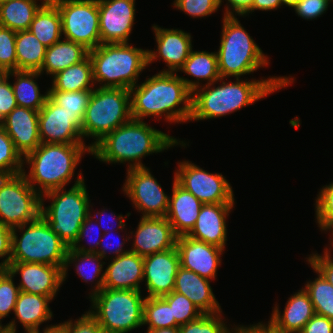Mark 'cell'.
Wrapping results in <instances>:
<instances>
[{"instance_id":"cell-1","label":"cell","mask_w":333,"mask_h":333,"mask_svg":"<svg viewBox=\"0 0 333 333\" xmlns=\"http://www.w3.org/2000/svg\"><path fill=\"white\" fill-rule=\"evenodd\" d=\"M290 77L246 81L236 78V82L222 81L219 86L203 85L192 93L191 121L213 119L225 116L251 105L265 96L293 83Z\"/></svg>"},{"instance_id":"cell-2","label":"cell","mask_w":333,"mask_h":333,"mask_svg":"<svg viewBox=\"0 0 333 333\" xmlns=\"http://www.w3.org/2000/svg\"><path fill=\"white\" fill-rule=\"evenodd\" d=\"M179 144L186 147L183 141L152 128L142 120L131 118L99 141L91 149V154L105 163L128 162L129 170L146 167L141 162L146 155L160 153Z\"/></svg>"},{"instance_id":"cell-3","label":"cell","mask_w":333,"mask_h":333,"mask_svg":"<svg viewBox=\"0 0 333 333\" xmlns=\"http://www.w3.org/2000/svg\"><path fill=\"white\" fill-rule=\"evenodd\" d=\"M129 90L133 119L162 115L171 123L191 119L192 92L177 73L159 72Z\"/></svg>"},{"instance_id":"cell-4","label":"cell","mask_w":333,"mask_h":333,"mask_svg":"<svg viewBox=\"0 0 333 333\" xmlns=\"http://www.w3.org/2000/svg\"><path fill=\"white\" fill-rule=\"evenodd\" d=\"M85 152L91 154V148L85 144L41 143L24 157L30 166L29 175L23 169L24 176L40 195L64 188L74 176Z\"/></svg>"},{"instance_id":"cell-5","label":"cell","mask_w":333,"mask_h":333,"mask_svg":"<svg viewBox=\"0 0 333 333\" xmlns=\"http://www.w3.org/2000/svg\"><path fill=\"white\" fill-rule=\"evenodd\" d=\"M88 56L94 84L98 82L99 87L130 89L137 85L139 74L148 66L147 49L129 43L100 44L89 50Z\"/></svg>"},{"instance_id":"cell-6","label":"cell","mask_w":333,"mask_h":333,"mask_svg":"<svg viewBox=\"0 0 333 333\" xmlns=\"http://www.w3.org/2000/svg\"><path fill=\"white\" fill-rule=\"evenodd\" d=\"M76 179L67 191L60 188L41 195V216L68 247L75 243L82 223L91 214L84 177L79 173ZM44 197L52 200L47 207H44Z\"/></svg>"},{"instance_id":"cell-7","label":"cell","mask_w":333,"mask_h":333,"mask_svg":"<svg viewBox=\"0 0 333 333\" xmlns=\"http://www.w3.org/2000/svg\"><path fill=\"white\" fill-rule=\"evenodd\" d=\"M218 56L221 78L251 74L268 65V57L234 16L223 17Z\"/></svg>"},{"instance_id":"cell-8","label":"cell","mask_w":333,"mask_h":333,"mask_svg":"<svg viewBox=\"0 0 333 333\" xmlns=\"http://www.w3.org/2000/svg\"><path fill=\"white\" fill-rule=\"evenodd\" d=\"M89 298L92 309L88 313L104 333H128L143 325L146 297L139 290L103 288Z\"/></svg>"},{"instance_id":"cell-9","label":"cell","mask_w":333,"mask_h":333,"mask_svg":"<svg viewBox=\"0 0 333 333\" xmlns=\"http://www.w3.org/2000/svg\"><path fill=\"white\" fill-rule=\"evenodd\" d=\"M130 90L124 88L97 87L92 90L81 132L84 137H92V149L107 134L131 119Z\"/></svg>"},{"instance_id":"cell-10","label":"cell","mask_w":333,"mask_h":333,"mask_svg":"<svg viewBox=\"0 0 333 333\" xmlns=\"http://www.w3.org/2000/svg\"><path fill=\"white\" fill-rule=\"evenodd\" d=\"M18 229L23 231L19 238ZM68 249L41 215L34 221L12 228L10 262L41 263L63 269Z\"/></svg>"},{"instance_id":"cell-11","label":"cell","mask_w":333,"mask_h":333,"mask_svg":"<svg viewBox=\"0 0 333 333\" xmlns=\"http://www.w3.org/2000/svg\"><path fill=\"white\" fill-rule=\"evenodd\" d=\"M41 215V195L24 173L0 176V221L11 228L27 224Z\"/></svg>"},{"instance_id":"cell-12","label":"cell","mask_w":333,"mask_h":333,"mask_svg":"<svg viewBox=\"0 0 333 333\" xmlns=\"http://www.w3.org/2000/svg\"><path fill=\"white\" fill-rule=\"evenodd\" d=\"M62 19L65 39L92 50L101 44L98 0H51Z\"/></svg>"},{"instance_id":"cell-13","label":"cell","mask_w":333,"mask_h":333,"mask_svg":"<svg viewBox=\"0 0 333 333\" xmlns=\"http://www.w3.org/2000/svg\"><path fill=\"white\" fill-rule=\"evenodd\" d=\"M176 182L203 204L234 203L233 189L222 174H212L189 161L178 163Z\"/></svg>"},{"instance_id":"cell-14","label":"cell","mask_w":333,"mask_h":333,"mask_svg":"<svg viewBox=\"0 0 333 333\" xmlns=\"http://www.w3.org/2000/svg\"><path fill=\"white\" fill-rule=\"evenodd\" d=\"M124 194L133 202V206L143 217H166L169 208V196L147 167L127 170L122 187Z\"/></svg>"},{"instance_id":"cell-15","label":"cell","mask_w":333,"mask_h":333,"mask_svg":"<svg viewBox=\"0 0 333 333\" xmlns=\"http://www.w3.org/2000/svg\"><path fill=\"white\" fill-rule=\"evenodd\" d=\"M41 143L85 144L81 132L82 118L67 112L49 97L39 111Z\"/></svg>"},{"instance_id":"cell-16","label":"cell","mask_w":333,"mask_h":333,"mask_svg":"<svg viewBox=\"0 0 333 333\" xmlns=\"http://www.w3.org/2000/svg\"><path fill=\"white\" fill-rule=\"evenodd\" d=\"M101 44L128 43L135 19V0H98Z\"/></svg>"},{"instance_id":"cell-17","label":"cell","mask_w":333,"mask_h":333,"mask_svg":"<svg viewBox=\"0 0 333 333\" xmlns=\"http://www.w3.org/2000/svg\"><path fill=\"white\" fill-rule=\"evenodd\" d=\"M179 267L180 257L176 247L143 257V281L147 297H162L174 291Z\"/></svg>"},{"instance_id":"cell-18","label":"cell","mask_w":333,"mask_h":333,"mask_svg":"<svg viewBox=\"0 0 333 333\" xmlns=\"http://www.w3.org/2000/svg\"><path fill=\"white\" fill-rule=\"evenodd\" d=\"M14 276L21 274L19 290L54 299L63 284V269L41 263L10 262L7 268Z\"/></svg>"},{"instance_id":"cell-19","label":"cell","mask_w":333,"mask_h":333,"mask_svg":"<svg viewBox=\"0 0 333 333\" xmlns=\"http://www.w3.org/2000/svg\"><path fill=\"white\" fill-rule=\"evenodd\" d=\"M152 28L155 33L157 49L147 50L148 65L160 57L168 67L160 72H178L192 51L190 33L181 29H165L158 25H153Z\"/></svg>"},{"instance_id":"cell-20","label":"cell","mask_w":333,"mask_h":333,"mask_svg":"<svg viewBox=\"0 0 333 333\" xmlns=\"http://www.w3.org/2000/svg\"><path fill=\"white\" fill-rule=\"evenodd\" d=\"M176 248L180 257V266L184 269L213 280L217 267L221 264L224 249L205 243L187 235L179 236Z\"/></svg>"},{"instance_id":"cell-21","label":"cell","mask_w":333,"mask_h":333,"mask_svg":"<svg viewBox=\"0 0 333 333\" xmlns=\"http://www.w3.org/2000/svg\"><path fill=\"white\" fill-rule=\"evenodd\" d=\"M131 252L146 257L176 247L178 236L166 217H141Z\"/></svg>"},{"instance_id":"cell-22","label":"cell","mask_w":333,"mask_h":333,"mask_svg":"<svg viewBox=\"0 0 333 333\" xmlns=\"http://www.w3.org/2000/svg\"><path fill=\"white\" fill-rule=\"evenodd\" d=\"M39 111L15 107L0 123L24 158L40 144Z\"/></svg>"},{"instance_id":"cell-23","label":"cell","mask_w":333,"mask_h":333,"mask_svg":"<svg viewBox=\"0 0 333 333\" xmlns=\"http://www.w3.org/2000/svg\"><path fill=\"white\" fill-rule=\"evenodd\" d=\"M233 208L234 203L203 204L197 221L187 236L225 249L226 217Z\"/></svg>"},{"instance_id":"cell-24","label":"cell","mask_w":333,"mask_h":333,"mask_svg":"<svg viewBox=\"0 0 333 333\" xmlns=\"http://www.w3.org/2000/svg\"><path fill=\"white\" fill-rule=\"evenodd\" d=\"M288 299L283 314L274 307L267 325L278 333H299L315 315L313 304L304 288Z\"/></svg>"},{"instance_id":"cell-25","label":"cell","mask_w":333,"mask_h":333,"mask_svg":"<svg viewBox=\"0 0 333 333\" xmlns=\"http://www.w3.org/2000/svg\"><path fill=\"white\" fill-rule=\"evenodd\" d=\"M111 262L104 272L103 288L140 290L143 282V257L128 251Z\"/></svg>"},{"instance_id":"cell-26","label":"cell","mask_w":333,"mask_h":333,"mask_svg":"<svg viewBox=\"0 0 333 333\" xmlns=\"http://www.w3.org/2000/svg\"><path fill=\"white\" fill-rule=\"evenodd\" d=\"M172 185V195L169 197L166 219L179 237L187 235L193 229L203 203L180 186L176 182L175 176Z\"/></svg>"},{"instance_id":"cell-27","label":"cell","mask_w":333,"mask_h":333,"mask_svg":"<svg viewBox=\"0 0 333 333\" xmlns=\"http://www.w3.org/2000/svg\"><path fill=\"white\" fill-rule=\"evenodd\" d=\"M174 291L185 295L203 314L222 312L210 286V279L181 266L175 277Z\"/></svg>"},{"instance_id":"cell-28","label":"cell","mask_w":333,"mask_h":333,"mask_svg":"<svg viewBox=\"0 0 333 333\" xmlns=\"http://www.w3.org/2000/svg\"><path fill=\"white\" fill-rule=\"evenodd\" d=\"M50 297L20 291L15 304L14 314L25 328L26 333L39 332V326L52 319Z\"/></svg>"},{"instance_id":"cell-29","label":"cell","mask_w":333,"mask_h":333,"mask_svg":"<svg viewBox=\"0 0 333 333\" xmlns=\"http://www.w3.org/2000/svg\"><path fill=\"white\" fill-rule=\"evenodd\" d=\"M179 71L197 79V81H192L187 78L180 77L192 93L200 87V80H207V83H205L206 85L215 84L224 80V78H221L219 74L217 52L209 53L208 51L192 50L188 59Z\"/></svg>"},{"instance_id":"cell-30","label":"cell","mask_w":333,"mask_h":333,"mask_svg":"<svg viewBox=\"0 0 333 333\" xmlns=\"http://www.w3.org/2000/svg\"><path fill=\"white\" fill-rule=\"evenodd\" d=\"M63 39L46 48L44 62L39 71L41 74L46 71L47 75L55 76L58 72L83 61L88 56L89 50L82 44Z\"/></svg>"},{"instance_id":"cell-31","label":"cell","mask_w":333,"mask_h":333,"mask_svg":"<svg viewBox=\"0 0 333 333\" xmlns=\"http://www.w3.org/2000/svg\"><path fill=\"white\" fill-rule=\"evenodd\" d=\"M29 30L46 47L58 42L62 37V19L58 7L47 0L36 12Z\"/></svg>"},{"instance_id":"cell-32","label":"cell","mask_w":333,"mask_h":333,"mask_svg":"<svg viewBox=\"0 0 333 333\" xmlns=\"http://www.w3.org/2000/svg\"><path fill=\"white\" fill-rule=\"evenodd\" d=\"M102 260L103 258L97 253L74 251L69 247L63 267V282L66 280L67 271L70 264L76 263V274H78L86 283L88 281L94 282L96 278L95 281L97 282L94 283L96 286L94 285V289H92L90 296L100 292L103 289L104 282V271L103 273L101 272L103 269V264H106ZM88 265L90 266L89 269L86 268Z\"/></svg>"},{"instance_id":"cell-33","label":"cell","mask_w":333,"mask_h":333,"mask_svg":"<svg viewBox=\"0 0 333 333\" xmlns=\"http://www.w3.org/2000/svg\"><path fill=\"white\" fill-rule=\"evenodd\" d=\"M48 91H92L94 89L92 62L89 56L83 61L67 67L52 77Z\"/></svg>"},{"instance_id":"cell-34","label":"cell","mask_w":333,"mask_h":333,"mask_svg":"<svg viewBox=\"0 0 333 333\" xmlns=\"http://www.w3.org/2000/svg\"><path fill=\"white\" fill-rule=\"evenodd\" d=\"M7 77L14 76L16 81L12 88L19 107L29 108L35 111L45 105L46 99L49 97L48 90L45 94L40 93L39 86L34 78L41 75L39 71H11L5 73Z\"/></svg>"},{"instance_id":"cell-35","label":"cell","mask_w":333,"mask_h":333,"mask_svg":"<svg viewBox=\"0 0 333 333\" xmlns=\"http://www.w3.org/2000/svg\"><path fill=\"white\" fill-rule=\"evenodd\" d=\"M37 1L0 0V26L15 32L29 30L36 12L47 0H43L41 5Z\"/></svg>"},{"instance_id":"cell-36","label":"cell","mask_w":333,"mask_h":333,"mask_svg":"<svg viewBox=\"0 0 333 333\" xmlns=\"http://www.w3.org/2000/svg\"><path fill=\"white\" fill-rule=\"evenodd\" d=\"M17 71H40L46 54L43 45L30 30L16 32Z\"/></svg>"},{"instance_id":"cell-37","label":"cell","mask_w":333,"mask_h":333,"mask_svg":"<svg viewBox=\"0 0 333 333\" xmlns=\"http://www.w3.org/2000/svg\"><path fill=\"white\" fill-rule=\"evenodd\" d=\"M310 266L318 274V277L314 281L307 282L304 290L308 293L312 301L315 314L333 320V285L311 264Z\"/></svg>"},{"instance_id":"cell-38","label":"cell","mask_w":333,"mask_h":333,"mask_svg":"<svg viewBox=\"0 0 333 333\" xmlns=\"http://www.w3.org/2000/svg\"><path fill=\"white\" fill-rule=\"evenodd\" d=\"M148 329L179 327L172 318L170 305L162 297H146L143 305V325Z\"/></svg>"},{"instance_id":"cell-39","label":"cell","mask_w":333,"mask_h":333,"mask_svg":"<svg viewBox=\"0 0 333 333\" xmlns=\"http://www.w3.org/2000/svg\"><path fill=\"white\" fill-rule=\"evenodd\" d=\"M23 159L14 142L0 125V176L22 173L25 164Z\"/></svg>"},{"instance_id":"cell-40","label":"cell","mask_w":333,"mask_h":333,"mask_svg":"<svg viewBox=\"0 0 333 333\" xmlns=\"http://www.w3.org/2000/svg\"><path fill=\"white\" fill-rule=\"evenodd\" d=\"M162 298L170 305L172 318L181 326L190 321L198 319L203 313L188 299L185 295L175 291L162 296Z\"/></svg>"},{"instance_id":"cell-41","label":"cell","mask_w":333,"mask_h":333,"mask_svg":"<svg viewBox=\"0 0 333 333\" xmlns=\"http://www.w3.org/2000/svg\"><path fill=\"white\" fill-rule=\"evenodd\" d=\"M48 94L55 104L83 119L92 91H48Z\"/></svg>"},{"instance_id":"cell-42","label":"cell","mask_w":333,"mask_h":333,"mask_svg":"<svg viewBox=\"0 0 333 333\" xmlns=\"http://www.w3.org/2000/svg\"><path fill=\"white\" fill-rule=\"evenodd\" d=\"M221 315L222 312L203 314L198 319L179 326L180 333H231L232 329L225 325Z\"/></svg>"},{"instance_id":"cell-43","label":"cell","mask_w":333,"mask_h":333,"mask_svg":"<svg viewBox=\"0 0 333 333\" xmlns=\"http://www.w3.org/2000/svg\"><path fill=\"white\" fill-rule=\"evenodd\" d=\"M14 275L8 269H0V328H3L1 320L14 312L19 287L14 284Z\"/></svg>"},{"instance_id":"cell-44","label":"cell","mask_w":333,"mask_h":333,"mask_svg":"<svg viewBox=\"0 0 333 333\" xmlns=\"http://www.w3.org/2000/svg\"><path fill=\"white\" fill-rule=\"evenodd\" d=\"M316 219L322 231L333 233V183L323 186L315 202Z\"/></svg>"},{"instance_id":"cell-45","label":"cell","mask_w":333,"mask_h":333,"mask_svg":"<svg viewBox=\"0 0 333 333\" xmlns=\"http://www.w3.org/2000/svg\"><path fill=\"white\" fill-rule=\"evenodd\" d=\"M16 32L0 26V74L17 70Z\"/></svg>"},{"instance_id":"cell-46","label":"cell","mask_w":333,"mask_h":333,"mask_svg":"<svg viewBox=\"0 0 333 333\" xmlns=\"http://www.w3.org/2000/svg\"><path fill=\"white\" fill-rule=\"evenodd\" d=\"M174 7L191 17H206L216 12L221 0H175Z\"/></svg>"},{"instance_id":"cell-47","label":"cell","mask_w":333,"mask_h":333,"mask_svg":"<svg viewBox=\"0 0 333 333\" xmlns=\"http://www.w3.org/2000/svg\"><path fill=\"white\" fill-rule=\"evenodd\" d=\"M59 325L64 333H104L98 322L88 312L74 322L69 320Z\"/></svg>"},{"instance_id":"cell-48","label":"cell","mask_w":333,"mask_h":333,"mask_svg":"<svg viewBox=\"0 0 333 333\" xmlns=\"http://www.w3.org/2000/svg\"><path fill=\"white\" fill-rule=\"evenodd\" d=\"M333 0H300V2L294 6L295 12L303 19H316L320 17L328 9V5Z\"/></svg>"},{"instance_id":"cell-49","label":"cell","mask_w":333,"mask_h":333,"mask_svg":"<svg viewBox=\"0 0 333 333\" xmlns=\"http://www.w3.org/2000/svg\"><path fill=\"white\" fill-rule=\"evenodd\" d=\"M8 80L9 77L5 74H0V123L15 107L18 106L12 84Z\"/></svg>"},{"instance_id":"cell-50","label":"cell","mask_w":333,"mask_h":333,"mask_svg":"<svg viewBox=\"0 0 333 333\" xmlns=\"http://www.w3.org/2000/svg\"><path fill=\"white\" fill-rule=\"evenodd\" d=\"M93 219H94V217L92 215H90V214L86 217L85 221L81 225V228H80L77 240L70 247L72 250L79 251V252H92V253H96L97 252V250L99 249V244L101 242L99 240H101V235H103V233L101 234V232H98L97 230H95L96 232L94 234H96V233L98 234V237H97V234H96V237H97L98 240L94 237V238H92L93 241H91V243L93 242L94 245H92L90 243V245H92V246H89L90 248L89 247L86 248L83 245L82 246L80 245V242L83 241V239L85 238V236L87 237V236L90 235L89 233L91 232V229L94 230L95 225H93L94 224L92 222ZM99 236H100V238H99Z\"/></svg>"},{"instance_id":"cell-51","label":"cell","mask_w":333,"mask_h":333,"mask_svg":"<svg viewBox=\"0 0 333 333\" xmlns=\"http://www.w3.org/2000/svg\"><path fill=\"white\" fill-rule=\"evenodd\" d=\"M324 254L318 253L310 254L307 258L308 264H311L322 276L333 285V258L328 248L324 249Z\"/></svg>"},{"instance_id":"cell-52","label":"cell","mask_w":333,"mask_h":333,"mask_svg":"<svg viewBox=\"0 0 333 333\" xmlns=\"http://www.w3.org/2000/svg\"><path fill=\"white\" fill-rule=\"evenodd\" d=\"M12 228L0 221V269H7L11 260Z\"/></svg>"},{"instance_id":"cell-53","label":"cell","mask_w":333,"mask_h":333,"mask_svg":"<svg viewBox=\"0 0 333 333\" xmlns=\"http://www.w3.org/2000/svg\"><path fill=\"white\" fill-rule=\"evenodd\" d=\"M299 333H333V320L315 314Z\"/></svg>"},{"instance_id":"cell-54","label":"cell","mask_w":333,"mask_h":333,"mask_svg":"<svg viewBox=\"0 0 333 333\" xmlns=\"http://www.w3.org/2000/svg\"><path fill=\"white\" fill-rule=\"evenodd\" d=\"M222 2L223 0H221V4ZM227 2L230 4L225 8L224 16H234V14L245 16V14L251 9L254 0H227Z\"/></svg>"},{"instance_id":"cell-55","label":"cell","mask_w":333,"mask_h":333,"mask_svg":"<svg viewBox=\"0 0 333 333\" xmlns=\"http://www.w3.org/2000/svg\"><path fill=\"white\" fill-rule=\"evenodd\" d=\"M106 235H108V236H111L110 235V232H107V233H103V235H102V237H101V239L102 240H104V239H106L105 237H106ZM131 237L129 236L127 239H125L124 241H123V243L121 242H118V243H116L115 244V246H116V248L115 249H113L114 251H110V253H115V257H118V256H120V255H122V254H124V253H127L128 251H130V250H125V249H123V247H122V245H124L125 243V241H129V239H130ZM111 243H105L104 244V242L102 243V242H100V244H99V247H100V249H98L97 250V254L98 255H100L103 259L105 258L106 259V257H108V256H106V254L108 255V252H107V249H108V247H109V245H110ZM109 249H110V247H109ZM108 249V250H109Z\"/></svg>"},{"instance_id":"cell-56","label":"cell","mask_w":333,"mask_h":333,"mask_svg":"<svg viewBox=\"0 0 333 333\" xmlns=\"http://www.w3.org/2000/svg\"><path fill=\"white\" fill-rule=\"evenodd\" d=\"M281 0H254L253 5L251 9L245 14L249 15V13L254 12V10H262V11H270V10H276L280 6H282Z\"/></svg>"},{"instance_id":"cell-57","label":"cell","mask_w":333,"mask_h":333,"mask_svg":"<svg viewBox=\"0 0 333 333\" xmlns=\"http://www.w3.org/2000/svg\"><path fill=\"white\" fill-rule=\"evenodd\" d=\"M240 326V327H239ZM235 328H232V332L231 333H265V323H257L254 325H250V326H241L239 325Z\"/></svg>"},{"instance_id":"cell-58","label":"cell","mask_w":333,"mask_h":333,"mask_svg":"<svg viewBox=\"0 0 333 333\" xmlns=\"http://www.w3.org/2000/svg\"><path fill=\"white\" fill-rule=\"evenodd\" d=\"M104 213H106L105 210H102V212L99 211V212H98L96 215H94V216L97 217L98 214H99V215H101V217L103 218V214H104ZM111 215H112L113 217L116 216L115 214L113 215L112 212H111L110 216H111ZM110 216H109V217H110ZM106 217H107V216H106ZM106 219H107V218H106ZM100 220H101V219H100ZM110 220H111V217H110ZM116 220L119 221V222H118V225H117V226H118V227H117V230H118V229H121V230L124 229V227L126 226V224L124 223V220H126V218H124V216H123L122 214H120V215H118V216L115 218V222H116ZM106 221H108V220H106ZM99 223L101 224L102 222L99 221L98 224H99ZM114 228H115V227H114ZM103 230L105 231L104 233L109 232V229H106V227H104ZM107 230H108V231H107ZM111 230H112V228H111Z\"/></svg>"},{"instance_id":"cell-59","label":"cell","mask_w":333,"mask_h":333,"mask_svg":"<svg viewBox=\"0 0 333 333\" xmlns=\"http://www.w3.org/2000/svg\"><path fill=\"white\" fill-rule=\"evenodd\" d=\"M147 333H180L179 327L147 329Z\"/></svg>"},{"instance_id":"cell-60","label":"cell","mask_w":333,"mask_h":333,"mask_svg":"<svg viewBox=\"0 0 333 333\" xmlns=\"http://www.w3.org/2000/svg\"><path fill=\"white\" fill-rule=\"evenodd\" d=\"M12 320L11 322L7 323L6 325L3 326V328H0V333H16V322Z\"/></svg>"},{"instance_id":"cell-61","label":"cell","mask_w":333,"mask_h":333,"mask_svg":"<svg viewBox=\"0 0 333 333\" xmlns=\"http://www.w3.org/2000/svg\"><path fill=\"white\" fill-rule=\"evenodd\" d=\"M36 333H40L36 332ZM43 333H64L63 328L58 324V325H49V327L47 326L46 328H44Z\"/></svg>"},{"instance_id":"cell-62","label":"cell","mask_w":333,"mask_h":333,"mask_svg":"<svg viewBox=\"0 0 333 333\" xmlns=\"http://www.w3.org/2000/svg\"><path fill=\"white\" fill-rule=\"evenodd\" d=\"M281 1L283 5H287L292 8L300 2V0H281Z\"/></svg>"},{"instance_id":"cell-63","label":"cell","mask_w":333,"mask_h":333,"mask_svg":"<svg viewBox=\"0 0 333 333\" xmlns=\"http://www.w3.org/2000/svg\"><path fill=\"white\" fill-rule=\"evenodd\" d=\"M265 333H278V332L274 331L271 327L265 324Z\"/></svg>"},{"instance_id":"cell-64","label":"cell","mask_w":333,"mask_h":333,"mask_svg":"<svg viewBox=\"0 0 333 333\" xmlns=\"http://www.w3.org/2000/svg\"><path fill=\"white\" fill-rule=\"evenodd\" d=\"M332 237H333V233H332ZM331 240H332V242H331ZM330 242H331V247H333V239H330Z\"/></svg>"}]
</instances>
